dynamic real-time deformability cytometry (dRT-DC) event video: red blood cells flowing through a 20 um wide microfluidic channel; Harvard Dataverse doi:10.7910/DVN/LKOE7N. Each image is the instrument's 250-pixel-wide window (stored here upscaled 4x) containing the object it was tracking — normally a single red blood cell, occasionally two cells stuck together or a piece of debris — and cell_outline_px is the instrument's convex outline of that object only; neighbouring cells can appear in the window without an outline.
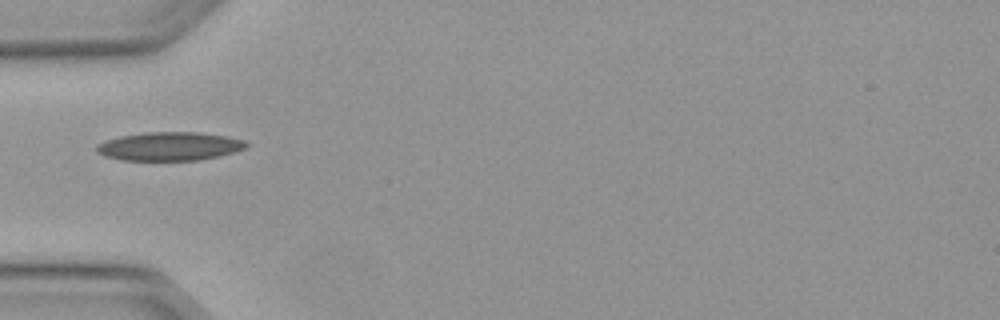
{"species": "Egyptian fruit bat (a non-hibernating species)", "species_latin": "Rousettus aegyptiacus", "temperature_condition": "warm", "stored_images_in_passage": 2, "camera_frame_rate_fps": 3000, "um_per_image_px": 0.085, "animal": {"sex": "female"}, "frame": {"image": 1, "passage_image": 2, "time_ms": 0.333, "image_size_px": [1000, 320], "cell_outline_px": [[248, 144], [244, 148], [232, 152], [216, 156], [196, 160], [120, 160], [104, 156], [96, 152], [96, 144], [104, 140], [120, 136], [144, 132], [200, 132], [228, 136], [244, 140]], "centroid_in_image_um": [14.34, 12.42], "position_along_channel_um": 70.7, "area_um2": 24.91}}